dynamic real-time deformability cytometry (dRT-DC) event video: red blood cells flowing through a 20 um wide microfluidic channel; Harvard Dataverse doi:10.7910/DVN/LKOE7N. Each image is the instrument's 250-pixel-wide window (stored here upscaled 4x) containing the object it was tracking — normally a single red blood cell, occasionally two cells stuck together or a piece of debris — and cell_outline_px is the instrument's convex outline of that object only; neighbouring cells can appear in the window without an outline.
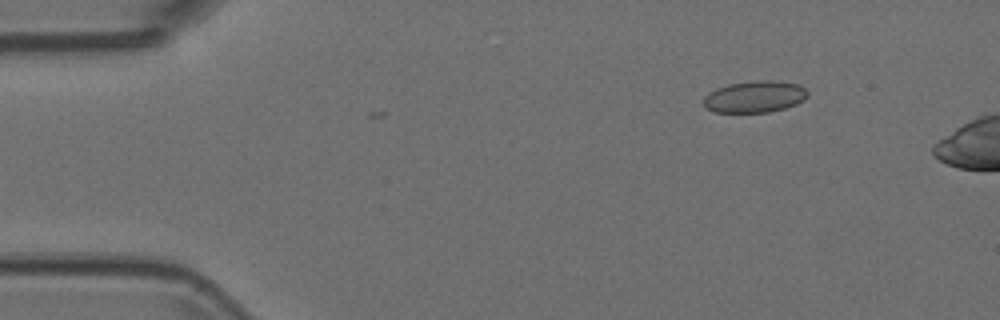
{"species": "Egyptian fruit bat (a non-hibernating species)", "species_latin": "Rousettus aegyptiacus", "temperature_condition": "room temperature", "stored_images_in_passage": 7, "camera_frame_rate_fps": 3000, "um_per_image_px": 0.085, "animal": {"sex": "female"}, "frame": {"image": 1, "passage_image": 1, "time_ms": 0.0, "image_size_px": [1000, 320], "cell_outline_px": [[808, 96], [804, 100], [796, 104], [784, 108], [768, 112], [716, 112], [704, 108], [704, 96], [708, 92], [716, 88], [728, 84], [760, 80], [776, 80], [800, 84], [808, 92]], "centroid_in_image_um": [64.16, 8.21], "position_along_channel_um": 20.8, "area_um2": 19.36}}